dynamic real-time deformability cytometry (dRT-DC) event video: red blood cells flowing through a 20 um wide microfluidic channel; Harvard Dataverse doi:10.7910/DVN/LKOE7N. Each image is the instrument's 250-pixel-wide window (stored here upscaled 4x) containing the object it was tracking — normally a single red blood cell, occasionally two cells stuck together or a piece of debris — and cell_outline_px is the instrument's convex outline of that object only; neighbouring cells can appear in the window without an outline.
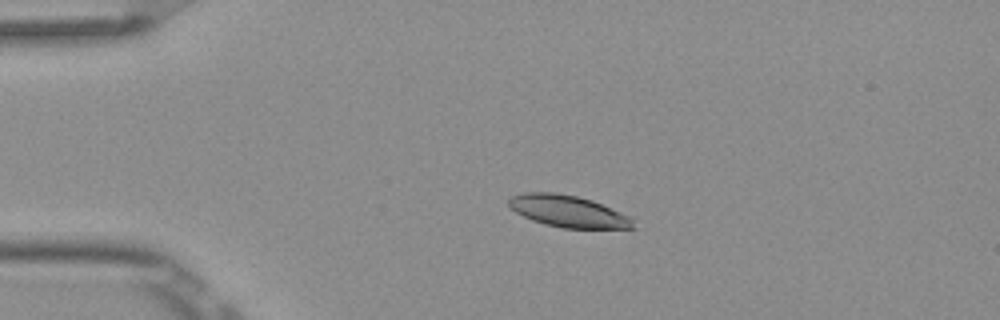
{"species": "Egyptian fruit bat (a non-hibernating species)", "species_latin": "Rousettus aegyptiacus", "temperature_condition": "room temperature", "stored_images_in_passage": 4, "camera_frame_rate_fps": 3000, "um_per_image_px": 0.085, "frame": {"image": 1, "passage_image": 3, "time_ms": 0.667, "image_size_px": [1000, 320], "cell_outline_px": [[636, 228], [564, 228], [532, 220], [516, 212], [508, 204], [508, 200], [512, 196], [524, 192], [556, 192], [576, 196], [592, 200], [628, 216], [632, 220]], "centroid_in_image_um": [48.26, 17.95], "position_along_channel_um": 36.7, "area_um2": 22.66}}